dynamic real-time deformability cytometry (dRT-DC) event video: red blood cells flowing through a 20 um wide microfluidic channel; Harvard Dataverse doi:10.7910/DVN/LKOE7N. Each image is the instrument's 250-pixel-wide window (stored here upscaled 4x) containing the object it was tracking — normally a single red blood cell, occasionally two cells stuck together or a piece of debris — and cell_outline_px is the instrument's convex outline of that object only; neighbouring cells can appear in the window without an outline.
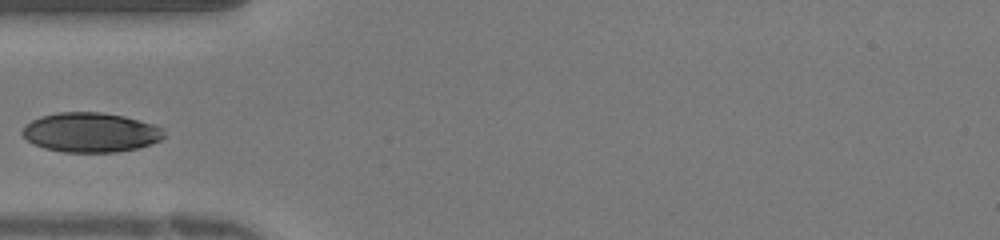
{"species": "human", "species_latin": "Homo sapiens", "temperature_condition": "warm", "stored_images_in_passage": 25, "camera_frame_rate_fps": 3000, "um_per_image_px": 0.085, "donor": {"sex": "female"}, "frame": {"image": 1, "passage_image": 1, "time_ms": 0.0, "image_size_px": [1000, 240], "cell_outline_px": [[152, 140], [144, 144], [128, 148], [56, 148], [44, 144], [40, 120], [52, 116], [116, 116], [132, 120], [140, 124]], "centroid_in_image_um": [7.87, 11.25], "position_along_channel_um": 77.1, "area_um2": 22.54}}
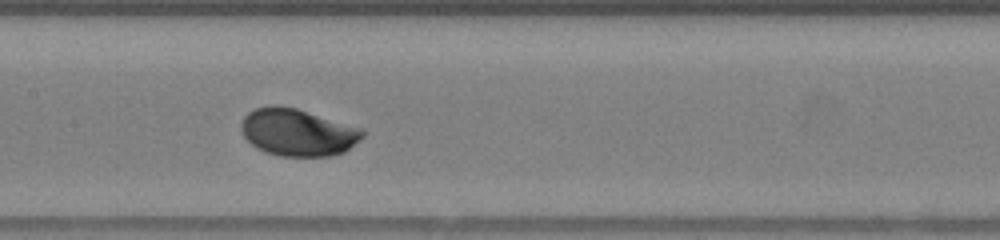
{"frame": {"image": 2, "passage_image": 7, "time_ms": 2.0, "image_size_px": [1000, 240], "cell_outline_px": [[356, 136], [344, 148], [332, 152], [280, 152], [268, 148], [260, 144], [256, 140], [248, 120], [256, 112], [264, 108], [284, 108], [300, 112]], "centroid_in_image_um": [25.18, 11.23], "position_along_channel_um": 182.2, "area_um2": 23.93}}
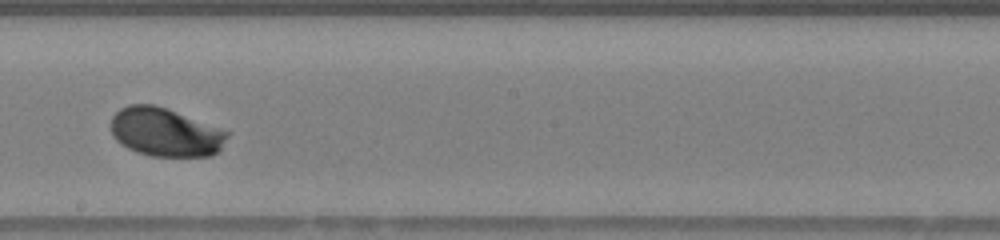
{"frame": {"image": 3, "passage_image": 10, "time_ms": 3.0, "image_size_px": [1000, 240], "cell_outline_px": [[216, 148], [212, 152], [152, 152], [140, 148], [124, 140], [120, 136], [124, 112], [128, 108], [156, 108], [168, 112], [176, 116], [212, 140]], "centroid_in_image_um": [13.79, 11.25], "position_along_channel_um": 234.4, "area_um2": 21.68}}